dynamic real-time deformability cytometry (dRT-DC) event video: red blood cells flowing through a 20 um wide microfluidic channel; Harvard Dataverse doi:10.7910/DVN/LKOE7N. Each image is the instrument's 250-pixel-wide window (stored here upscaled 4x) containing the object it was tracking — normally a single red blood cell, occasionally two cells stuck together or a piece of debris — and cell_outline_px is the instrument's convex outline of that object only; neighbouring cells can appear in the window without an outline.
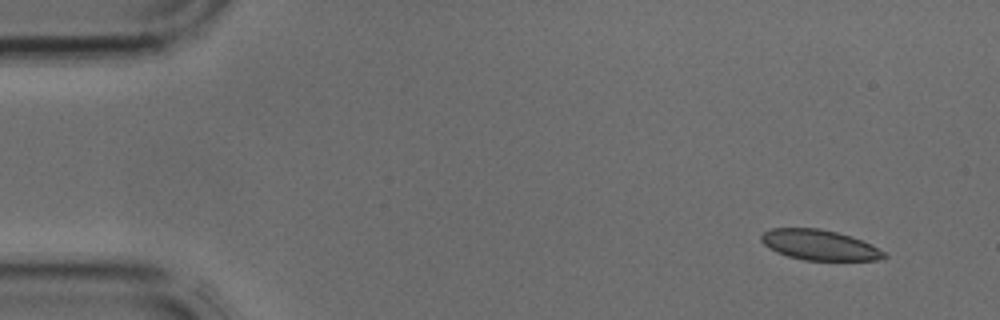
{"species": "common noctule bat (a hibernating species)", "species_latin": "Nyctalus noctula", "temperature_condition": "cold", "stored_images_in_passage": 4, "camera_frame_rate_fps": 3000, "um_per_image_px": 0.085, "animal": {"sex": "male", "body_mass_g": 17.9, "forearm_length_mm": 54.2}, "frame": {"image": 1, "passage_image": 1, "time_ms": 0.0, "image_size_px": [1000, 320], "cell_outline_px": [[888, 256], [876, 260], [804, 260], [788, 256], [776, 252], [768, 248], [760, 240], [760, 236], [764, 232], [772, 228], [820, 228], [852, 236], [872, 244], [884, 252]], "centroid_in_image_um": [69.64, 20.82], "position_along_channel_um": 15.4, "area_um2": 21.73}}